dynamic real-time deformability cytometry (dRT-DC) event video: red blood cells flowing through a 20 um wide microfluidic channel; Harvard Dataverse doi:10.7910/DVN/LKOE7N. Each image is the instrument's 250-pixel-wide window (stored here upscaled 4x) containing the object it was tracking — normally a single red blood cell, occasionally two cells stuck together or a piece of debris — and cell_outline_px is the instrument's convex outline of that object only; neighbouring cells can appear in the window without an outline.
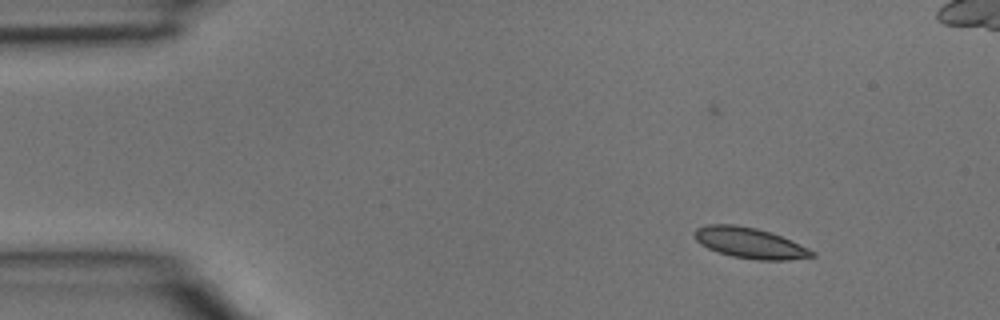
{"species": "common noctule bat (a hibernating species)", "species_latin": "Nyctalus noctula", "temperature_condition": "room temperature", "stored_images_in_passage": 4, "camera_frame_rate_fps": 3000, "um_per_image_px": 0.085, "animal": {"sex": "male", "body_mass_g": 15.6}, "frame": {"image": 1, "passage_image": 1, "time_ms": 0.0, "image_size_px": [1000, 320], "cell_outline_px": [[816, 256], [788, 260], [756, 260], [732, 256], [708, 248], [700, 244], [696, 240], [692, 232], [696, 228], [708, 224], [736, 224], [756, 228], [780, 236], [808, 248], [816, 252]], "centroid_in_image_um": [63.71, 20.65], "position_along_channel_um": 21.3, "area_um2": 20.92}}